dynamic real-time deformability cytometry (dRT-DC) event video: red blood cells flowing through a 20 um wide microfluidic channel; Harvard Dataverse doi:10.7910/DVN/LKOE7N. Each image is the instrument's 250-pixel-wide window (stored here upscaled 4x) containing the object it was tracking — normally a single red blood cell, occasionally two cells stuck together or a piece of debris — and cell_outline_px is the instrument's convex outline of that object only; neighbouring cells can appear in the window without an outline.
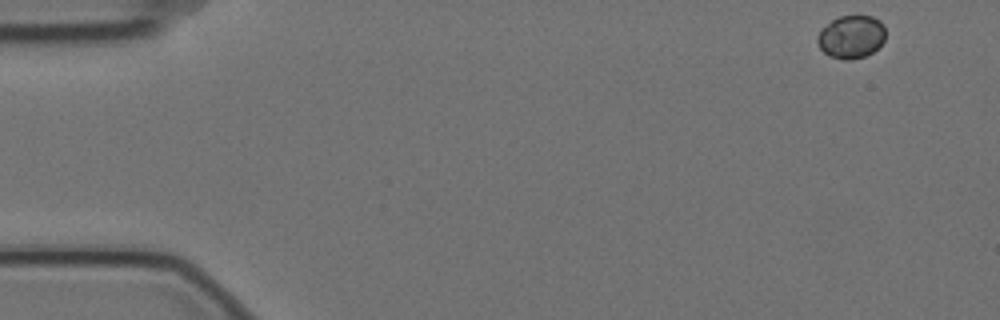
{"species": "Egyptian fruit bat (a non-hibernating species)", "species_latin": "Rousettus aegyptiacus", "temperature_condition": "cold", "stored_images_in_passage": 4, "camera_frame_rate_fps": 3000, "um_per_image_px": 0.085, "animal": {"sex": "female"}, "frame": {"image": 1, "passage_image": 1, "time_ms": 0.0, "image_size_px": [1000, 320], "cell_outline_px": [[884, 40], [872, 52], [864, 56], [852, 60], [844, 60], [828, 56], [816, 44], [816, 36], [820, 28], [832, 20], [840, 16], [872, 16], [880, 20], [884, 24]], "centroid_in_image_um": [72.31, 3.13], "position_along_channel_um": 12.7, "area_um2": 17.22}}
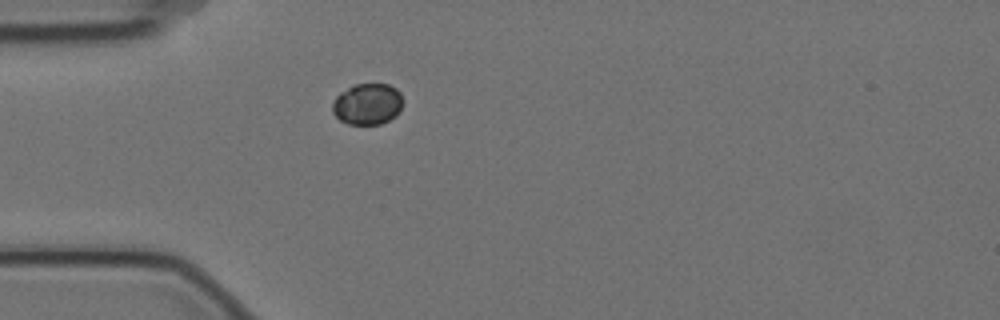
{"frame": {"image": 2, "passage_image": 4, "time_ms": 1.0, "image_size_px": [1000, 320], "cell_outline_px": [[404, 100], [396, 116], [380, 124], [348, 124], [340, 120], [332, 112], [332, 104], [336, 96], [340, 92], [356, 84], [388, 84], [396, 88], [400, 92]], "centroid_in_image_um": [31.24, 8.84], "position_along_channel_um": 53.8, "area_um2": 16.99}}